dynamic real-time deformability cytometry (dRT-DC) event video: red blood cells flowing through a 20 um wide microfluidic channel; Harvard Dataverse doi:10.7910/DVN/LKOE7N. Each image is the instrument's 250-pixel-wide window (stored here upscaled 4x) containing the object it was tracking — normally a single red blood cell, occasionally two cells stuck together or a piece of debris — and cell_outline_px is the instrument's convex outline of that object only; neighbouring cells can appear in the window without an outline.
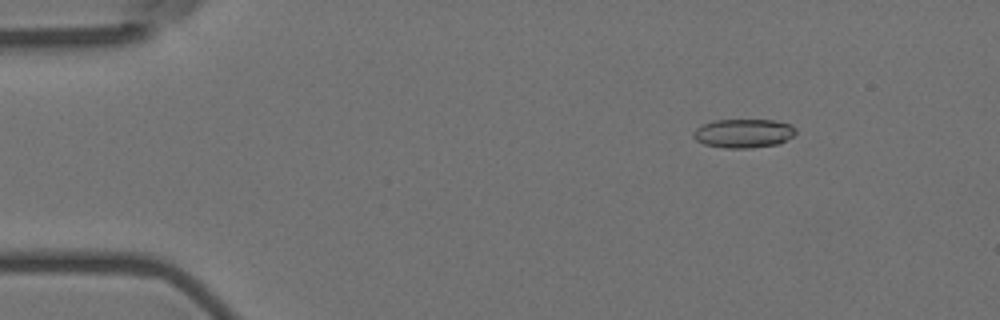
{"species": "Egyptian fruit bat (a non-hibernating species)", "species_latin": "Rousettus aegyptiacus", "temperature_condition": "room temperature", "stored_images_in_passage": 54, "camera_frame_rate_fps": 3000, "um_per_image_px": 0.085, "animal": {"sex": "female"}, "frame": {"image": 1, "passage_image": 8, "time_ms": 2.333, "image_size_px": [1000, 320], "cell_outline_px": [[796, 132], [792, 136], [780, 144], [752, 148], [724, 148], [704, 144], [696, 140], [692, 136], [692, 132], [700, 124], [712, 120], [776, 120], [792, 124], [796, 128]], "centroid_in_image_um": [63.19, 11.33], "position_along_channel_um": 21.8, "area_um2": 17.57}}
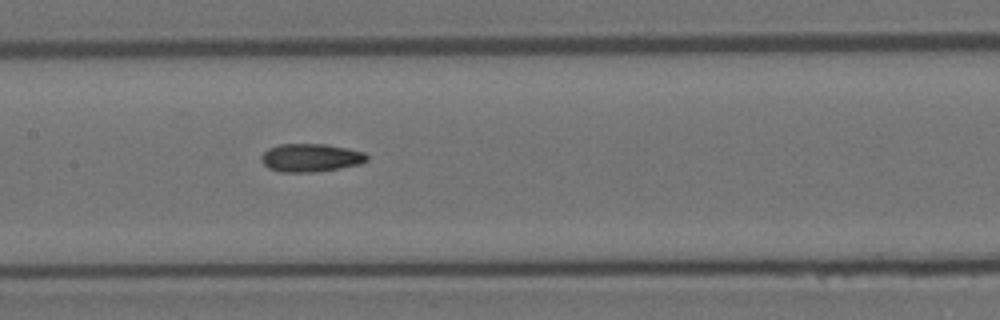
{"frame": {"image": 2, "passage_image": 28, "time_ms": 9.0, "image_size_px": [1000, 320], "cell_outline_px": [[368, 160], [360, 164], [340, 168], [312, 172], [280, 172], [268, 168], [260, 160], [260, 156], [268, 148], [280, 144], [328, 144], [348, 148], [364, 152], [368, 156]], "centroid_in_image_um": [26.4, 13.4], "position_along_channel_um": 181.0, "area_um2": 17.46}}
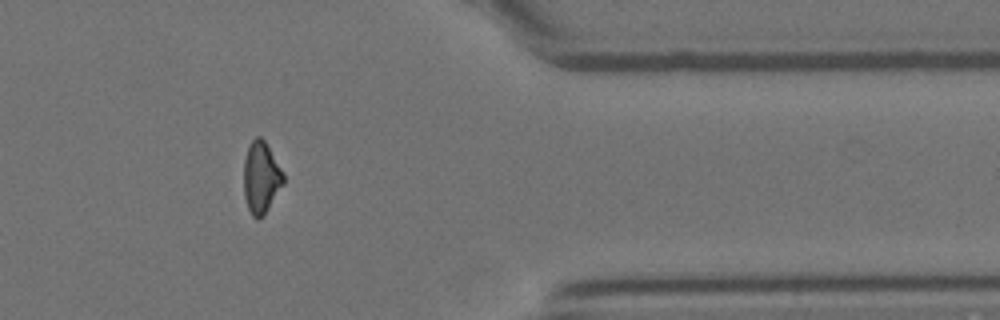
{"frame": {"image": 3, "passage_image": 47, "time_ms": 15.333, "image_size_px": [1000, 320], "cell_outline_px": [[284, 184], [264, 216], [256, 220], [252, 216], [248, 208], [244, 196], [244, 160], [248, 144], [256, 136], [260, 136], [264, 140], [284, 172]], "centroid_in_image_um": [22.2, 15.1], "position_along_channel_um": 389.2, "area_um2": 16.82}}